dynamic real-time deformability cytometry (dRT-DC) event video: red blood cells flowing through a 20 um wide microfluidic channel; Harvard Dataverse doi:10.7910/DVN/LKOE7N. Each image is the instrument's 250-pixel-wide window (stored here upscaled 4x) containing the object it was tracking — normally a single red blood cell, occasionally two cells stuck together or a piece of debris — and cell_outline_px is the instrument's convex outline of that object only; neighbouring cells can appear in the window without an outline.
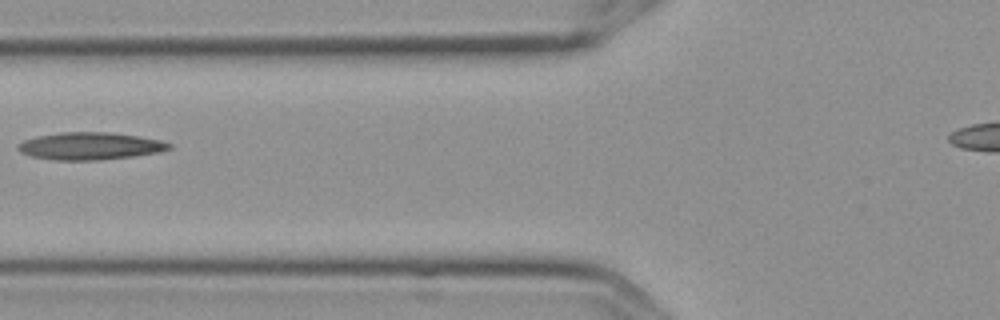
{"species": "Egyptian fruit bat (a non-hibernating species)", "species_latin": "Rousettus aegyptiacus", "temperature_condition": "cold", "stored_images_in_passage": 3, "camera_frame_rate_fps": 3000, "um_per_image_px": 0.085, "frame": {"image": 1, "passage_image": 3, "time_ms": 0.667, "image_size_px": [1000, 320], "cell_outline_px": [[172, 148], [160, 152], [136, 156], [100, 160], [56, 160], [32, 156], [20, 152], [16, 148], [16, 144], [24, 140], [36, 136], [60, 132], [112, 132], [140, 136], [160, 140], [172, 144]], "centroid_in_image_um": [7.67, 12.41], "position_along_channel_um": 118.1, "area_um2": 24.39}}